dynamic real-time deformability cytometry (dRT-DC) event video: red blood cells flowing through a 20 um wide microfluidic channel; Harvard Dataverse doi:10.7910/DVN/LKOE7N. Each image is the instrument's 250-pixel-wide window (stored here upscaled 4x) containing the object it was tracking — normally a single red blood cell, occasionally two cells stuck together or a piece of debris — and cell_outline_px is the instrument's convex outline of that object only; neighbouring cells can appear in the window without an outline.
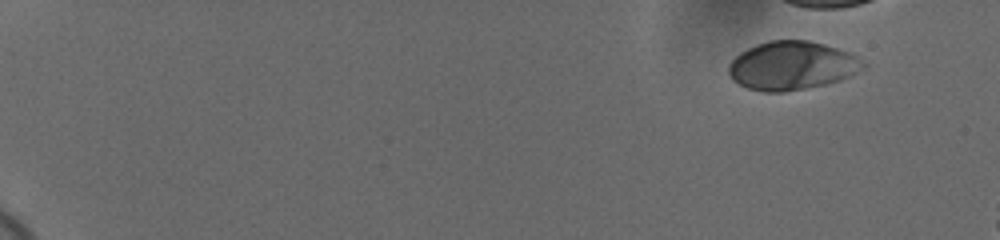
{"species": "human", "species_latin": "Homo sapiens", "temperature_condition": "cold", "stored_images_in_passage": 13, "camera_frame_rate_fps": 3000, "um_per_image_px": 0.085, "donor": {"sex": "female"}, "frame": {"image": 1, "passage_image": 1, "time_ms": 0.0, "image_size_px": [1000, 240], "cell_outline_px": [[868, 64], [864, 68], [840, 80], [828, 84], [784, 92], [764, 92], [748, 88], [732, 80], [728, 72], [728, 64], [740, 52], [756, 44], [768, 40], [808, 40], [824, 44], [848, 52], [856, 56]], "centroid_in_image_um": [67.3, 5.58], "position_along_channel_um": 17.7, "area_um2": 38.15}}